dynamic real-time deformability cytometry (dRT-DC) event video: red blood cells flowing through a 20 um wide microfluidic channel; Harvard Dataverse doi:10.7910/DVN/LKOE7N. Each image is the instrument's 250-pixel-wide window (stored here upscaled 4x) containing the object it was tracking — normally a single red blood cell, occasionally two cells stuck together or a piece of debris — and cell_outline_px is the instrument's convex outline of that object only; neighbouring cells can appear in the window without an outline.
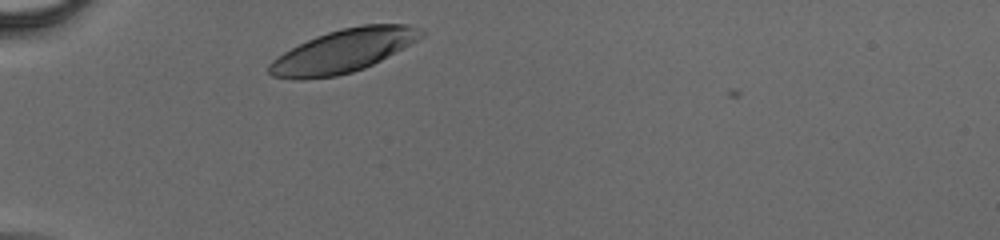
{"species": "human", "species_latin": "Homo sapiens", "temperature_condition": "cold", "stored_images_in_passage": 26, "camera_frame_rate_fps": 3000, "um_per_image_px": 0.085, "donor": {"sex": "male"}, "frame": {"image": 1, "passage_image": 1, "time_ms": 0.0, "image_size_px": [1000, 240], "cell_outline_px": [[424, 36], [380, 60], [364, 68], [352, 72], [336, 76], [304, 80], [292, 80], [272, 76], [268, 72], [268, 64], [276, 56], [316, 36], [328, 32], [344, 28], [364, 24], [408, 24], [420, 28], [424, 32]], "centroid_in_image_um": [29.14, 4.34], "position_along_channel_um": 55.9, "area_um2": 37.97}}
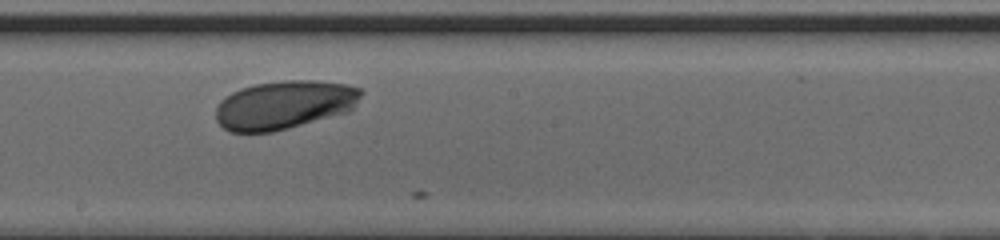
{"frame": {"image": 2, "passage_image": 14, "time_ms": 4.333, "image_size_px": [1000, 240], "cell_outline_px": [[364, 92], [352, 108], [348, 112], [288, 128], [272, 132], [228, 132], [216, 120], [216, 108], [220, 100], [232, 92], [240, 88], [256, 84], [284, 80], [316, 80], [348, 84], [360, 88]], "centroid_in_image_um": [24.16, 8.9], "position_along_channel_um": 224.0, "area_um2": 41.21}}
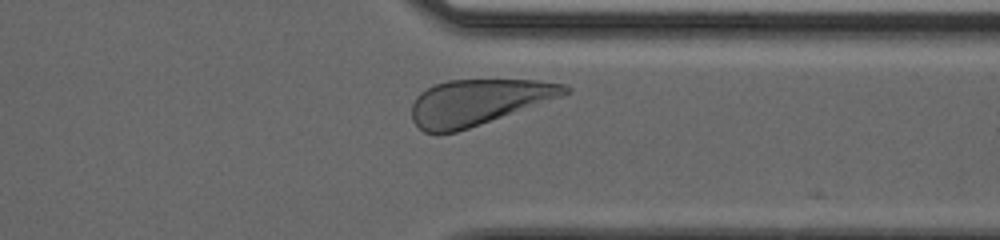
{"frame": {"image": 3, "passage_image": 24, "time_ms": 7.667, "image_size_px": [1000, 240], "cell_outline_px": [[572, 92], [480, 124], [456, 132], [436, 136], [424, 132], [412, 120], [412, 104], [416, 96], [420, 92], [436, 84], [448, 80], [536, 80], [564, 84], [572, 88]], "centroid_in_image_um": [40.6, 8.69], "position_along_channel_um": 370.8, "area_um2": 40.58}}